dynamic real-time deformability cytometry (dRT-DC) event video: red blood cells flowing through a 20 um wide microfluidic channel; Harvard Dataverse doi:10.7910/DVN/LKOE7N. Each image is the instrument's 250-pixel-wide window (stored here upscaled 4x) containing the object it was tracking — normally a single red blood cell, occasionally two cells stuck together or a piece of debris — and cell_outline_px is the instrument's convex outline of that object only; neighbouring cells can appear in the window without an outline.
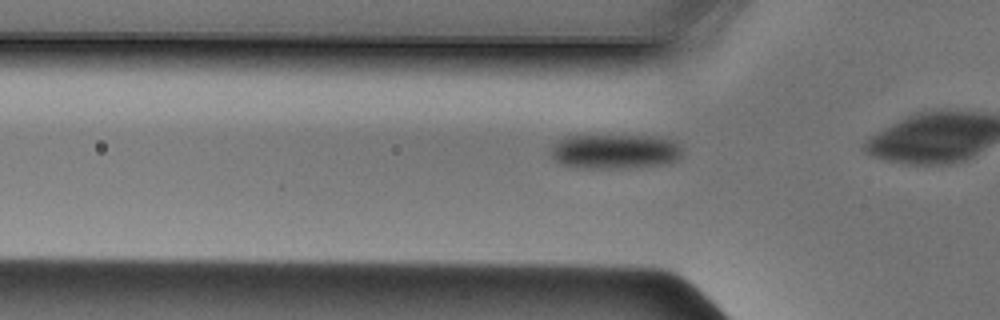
{"species": "Egyptian fruit bat (a non-hibernating species)", "species_latin": "Rousettus aegyptiacus", "temperature_condition": "cold", "stored_images_in_passage": 7, "camera_frame_rate_fps": 3000, "um_per_image_px": 0.085, "animal": {"sex": "male"}, "frame": {"image": 1, "passage_image": 2, "time_ms": 0.333, "image_size_px": [1000, 320], "cell_outline_px": [[684, 156], [680, 160], [668, 164], [636, 168], [576, 168], [560, 164], [548, 152], [560, 140], [568, 136], [652, 136], [672, 140], [680, 148]], "centroid_in_image_um": [52.32, 12.9], "position_along_channel_um": 73.5, "area_um2": 26.88}}
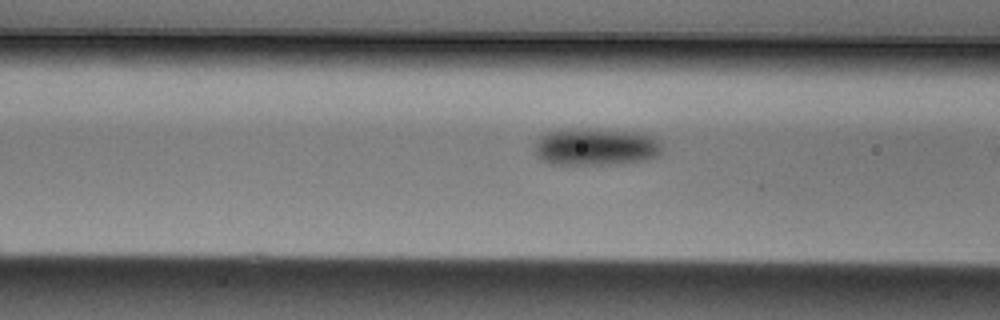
{"frame": {"image": 2, "passage_image": 5, "time_ms": 1.333, "image_size_px": [1000, 320], "cell_outline_px": [[664, 148], [660, 156], [648, 160], [620, 164], [548, 164], [536, 156], [532, 148], [532, 144], [540, 136], [548, 132], [572, 128], [588, 128], [640, 132], [652, 136]], "centroid_in_image_um": [50.63, 12.48], "position_along_channel_um": 116.0, "area_um2": 28.5}}